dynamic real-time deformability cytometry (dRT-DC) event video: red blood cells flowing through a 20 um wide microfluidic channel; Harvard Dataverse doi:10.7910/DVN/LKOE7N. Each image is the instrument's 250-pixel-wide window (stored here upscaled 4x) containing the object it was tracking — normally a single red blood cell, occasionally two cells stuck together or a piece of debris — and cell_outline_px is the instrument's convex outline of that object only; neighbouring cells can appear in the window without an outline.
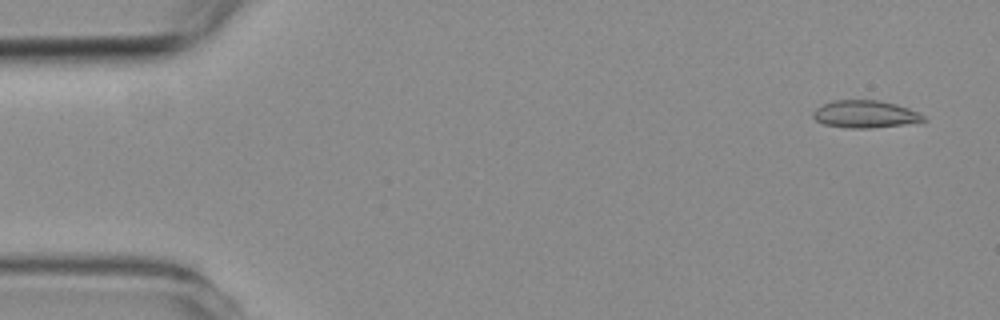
{"species": "common noctule bat (a hibernating species)", "species_latin": "Nyctalus noctula", "temperature_condition": "room temperature", "stored_images_in_passage": 5, "camera_frame_rate_fps": 3000, "um_per_image_px": 0.085, "animal": {"sex": "female", "body_mass_g": 19.3, "forearm_length_mm": 54.1}, "frame": {"image": 1, "passage_image": 1, "time_ms": 0.0, "image_size_px": [1000, 320], "cell_outline_px": [[928, 120], [924, 124], [872, 128], [848, 128], [824, 124], [816, 120], [812, 116], [812, 112], [816, 108], [832, 100], [876, 100], [896, 104], [908, 108], [924, 116]], "centroid_in_image_um": [73.63, 9.73], "position_along_channel_um": 11.4, "area_um2": 18.09}}
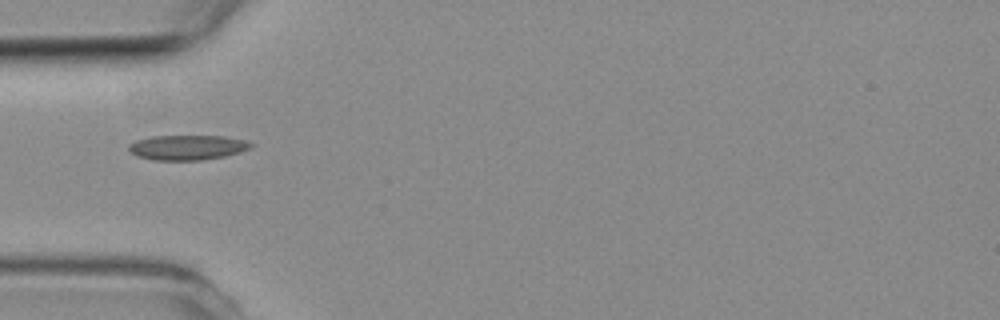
{"frame": {"image": 2, "passage_image": 4, "time_ms": 4.667, "image_size_px": [1000, 320], "cell_outline_px": [[256, 144], [252, 148], [240, 152], [224, 156], [200, 160], [156, 160], [136, 156], [128, 148], [128, 144], [136, 140], [152, 136], [224, 136], [244, 140]], "centroid_in_image_um": [15.95, 12.53], "position_along_channel_um": 69.1, "area_um2": 17.74}}
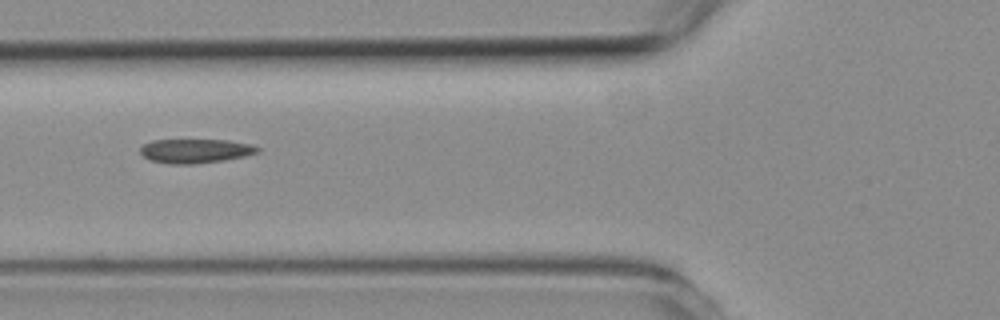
{"frame": {"image": 3, "passage_image": 5, "time_ms": 5.667, "image_size_px": [1000, 320], "cell_outline_px": [[260, 152], [248, 156], [224, 160], [196, 164], [172, 164], [148, 160], [140, 152], [140, 148], [144, 144], [152, 140], [228, 140], [252, 144], [260, 148]], "centroid_in_image_um": [16.65, 12.83], "position_along_channel_um": 109.2, "area_um2": 16.7}}